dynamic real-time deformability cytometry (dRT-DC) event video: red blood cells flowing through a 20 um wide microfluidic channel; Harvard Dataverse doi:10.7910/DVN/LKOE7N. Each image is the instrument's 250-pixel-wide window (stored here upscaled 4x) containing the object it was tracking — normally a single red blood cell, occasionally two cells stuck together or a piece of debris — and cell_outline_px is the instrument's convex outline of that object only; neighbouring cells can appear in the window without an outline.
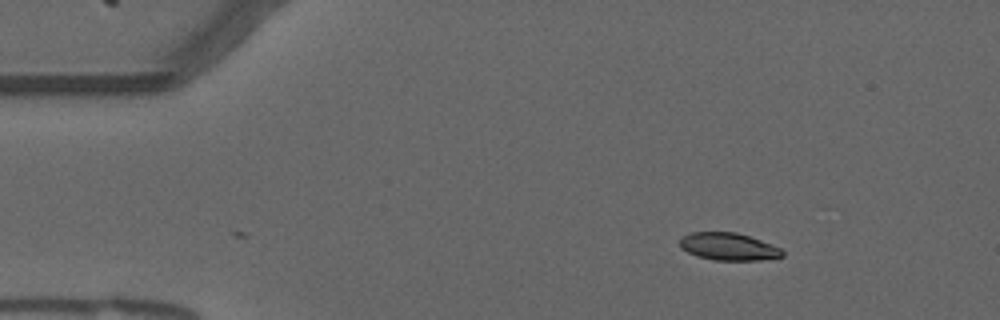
{"species": "common noctule bat (a hibernating species)", "species_latin": "Nyctalus noctula", "temperature_condition": "warm", "stored_images_in_passage": 2, "camera_frame_rate_fps": 3000, "um_per_image_px": 0.085, "animal": {"sex": "male", "forearm_length_mm": 52.5}, "frame": {"image": 1, "passage_image": 2, "time_ms": 0.333, "image_size_px": [1000, 320], "cell_outline_px": [[784, 256], [760, 260], [712, 260], [696, 256], [680, 248], [680, 240], [684, 236], [692, 232], [736, 232], [760, 240], [780, 248], [784, 252]], "centroid_in_image_um": [61.91, 20.97], "position_along_channel_um": 23.1, "area_um2": 16.3}}